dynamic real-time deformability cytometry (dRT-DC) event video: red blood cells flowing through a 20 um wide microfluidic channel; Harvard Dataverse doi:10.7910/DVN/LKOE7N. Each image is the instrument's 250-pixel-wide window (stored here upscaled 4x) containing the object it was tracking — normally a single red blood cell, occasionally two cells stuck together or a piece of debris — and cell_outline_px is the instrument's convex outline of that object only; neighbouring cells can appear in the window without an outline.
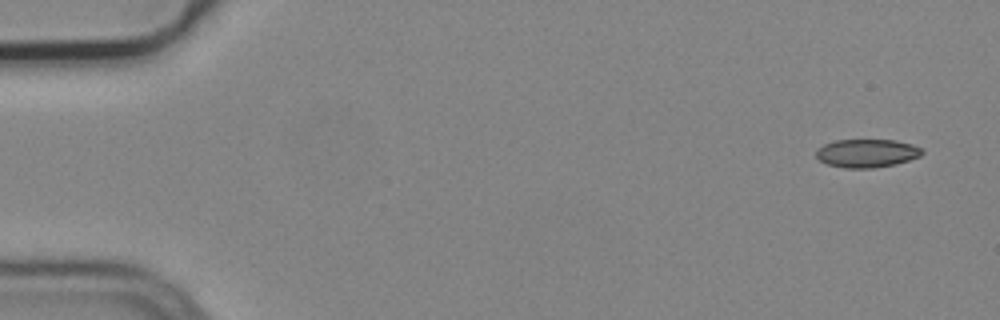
{"species": "common noctule bat (a hibernating species)", "species_latin": "Nyctalus noctula", "temperature_condition": "cold", "stored_images_in_passage": 4, "camera_frame_rate_fps": 3000, "um_per_image_px": 0.085, "animal": {"sex": "male", "body_mass_g": 19.2, "forearm_length_mm": 51.8}, "frame": {"image": 1, "passage_image": 1, "time_ms": 0.0, "image_size_px": [1000, 320], "cell_outline_px": [[924, 152], [920, 156], [896, 164], [872, 168], [844, 168], [828, 164], [820, 160], [816, 156], [816, 148], [824, 144], [836, 140], [896, 140], [912, 144], [920, 148]], "centroid_in_image_um": [73.67, 13.02], "position_along_channel_um": 11.3, "area_um2": 17.46}}
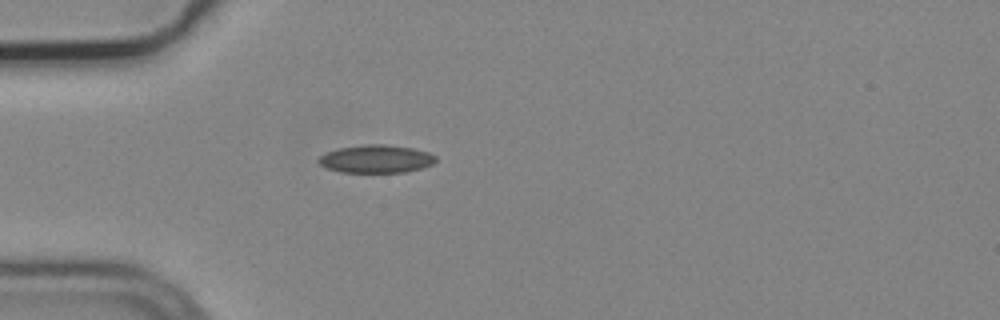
{"frame": {"image": 2, "passage_image": 4, "time_ms": 1.0, "image_size_px": [1000, 320], "cell_outline_px": [[436, 160], [432, 164], [420, 168], [404, 172], [340, 172], [324, 168], [316, 160], [320, 156], [328, 152], [340, 148], [364, 144], [388, 144], [412, 148], [428, 152], [436, 156]], "centroid_in_image_um": [31.95, 13.5], "position_along_channel_um": 53.1, "area_um2": 19.07}}